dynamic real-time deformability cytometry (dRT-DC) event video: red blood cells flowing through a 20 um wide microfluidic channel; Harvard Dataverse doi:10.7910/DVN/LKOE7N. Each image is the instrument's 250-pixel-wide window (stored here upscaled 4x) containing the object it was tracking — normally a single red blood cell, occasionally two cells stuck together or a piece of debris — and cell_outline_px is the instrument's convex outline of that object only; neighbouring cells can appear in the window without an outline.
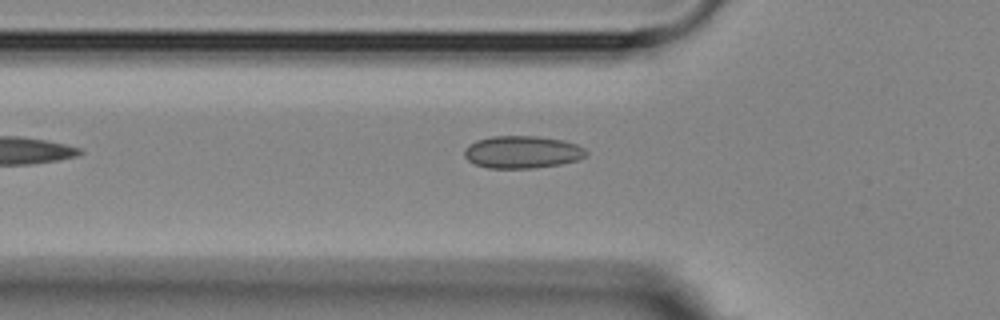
{"species": "Egyptian fruit bat (a non-hibernating species)", "species_latin": "Rousettus aegyptiacus", "temperature_condition": "room temperature", "stored_images_in_passage": 7, "camera_frame_rate_fps": 3000, "um_per_image_px": 0.085, "animal": {"sex": "female"}, "frame": {"image": 1, "passage_image": 3, "time_ms": 2.333, "image_size_px": [1000, 320], "cell_outline_px": [[588, 152], [580, 160], [560, 164], [532, 168], [488, 168], [476, 164], [468, 160], [464, 156], [464, 148], [468, 144], [476, 140], [492, 136], [536, 136], [564, 140], [576, 144], [584, 148]], "centroid_in_image_um": [44.38, 12.92], "position_along_channel_um": 81.4, "area_um2": 23.12}}
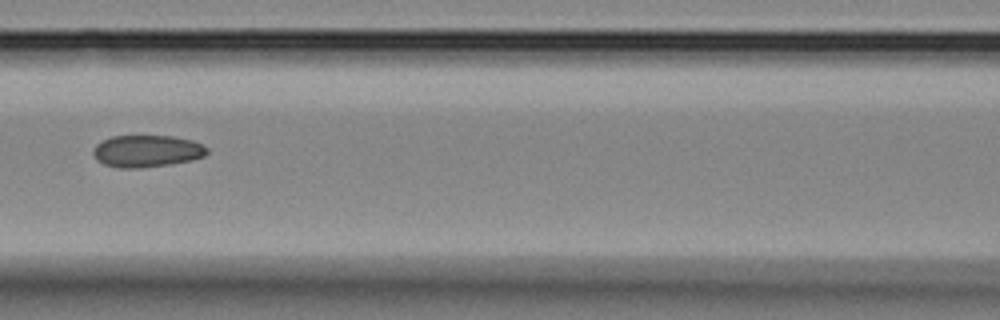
{"frame": {"image": 2, "passage_image": 5, "time_ms": 4.333, "image_size_px": [1000, 320], "cell_outline_px": [[208, 152], [204, 156], [192, 160], [172, 164], [140, 168], [116, 168], [104, 164], [96, 160], [92, 152], [96, 144], [112, 136], [172, 136], [192, 140], [208, 148]], "centroid_in_image_um": [12.47, 12.85], "position_along_channel_um": 154.1, "area_um2": 21.33}}
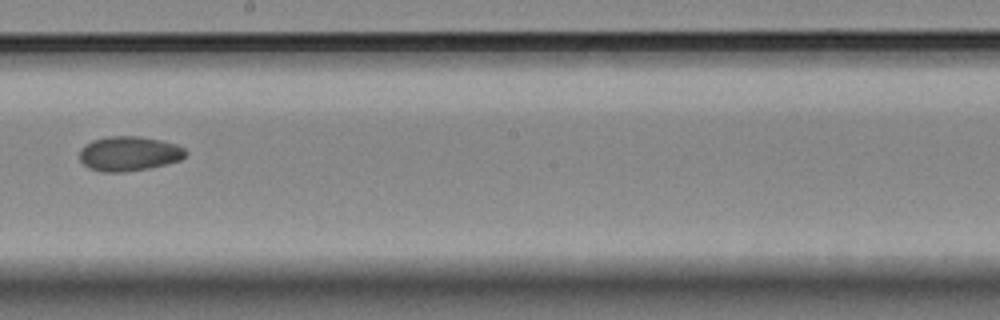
{"frame": {"image": 3, "passage_image": 7, "time_ms": 6.667, "image_size_px": [1000, 320], "cell_outline_px": [[188, 152], [180, 160], [148, 168], [124, 172], [104, 172], [88, 168], [80, 160], [80, 148], [84, 144], [92, 140], [108, 136], [140, 136], [160, 140], [176, 144], [184, 148]], "centroid_in_image_um": [10.94, 13.05], "position_along_channel_um": 237.3, "area_um2": 21.44}}